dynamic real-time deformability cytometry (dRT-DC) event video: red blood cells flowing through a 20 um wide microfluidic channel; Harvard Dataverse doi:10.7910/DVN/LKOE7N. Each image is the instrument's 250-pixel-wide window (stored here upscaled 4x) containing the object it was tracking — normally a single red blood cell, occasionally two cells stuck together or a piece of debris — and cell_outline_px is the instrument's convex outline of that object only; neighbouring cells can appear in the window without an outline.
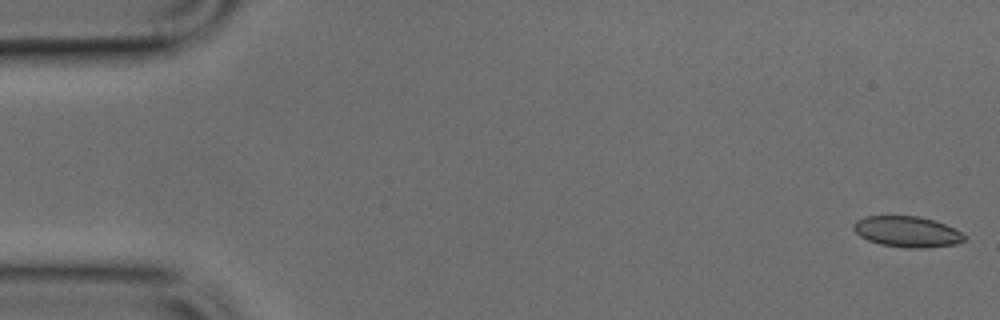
{"species": "common noctule bat (a hibernating species)", "species_latin": "Nyctalus noctula", "temperature_condition": "cold", "stored_images_in_passage": 49, "camera_frame_rate_fps": 3000, "um_per_image_px": 0.085, "animal": {"sex": "male", "body_mass_g": 17.9, "forearm_length_mm": 54.2}, "frame": {"image": 1, "passage_image": 1, "time_ms": 0.0, "image_size_px": [1000, 320], "cell_outline_px": [[968, 240], [956, 244], [924, 248], [904, 248], [880, 244], [868, 240], [860, 236], [852, 228], [852, 224], [856, 220], [864, 216], [920, 216], [944, 224], [968, 236]], "centroid_in_image_um": [77.1, 19.7], "position_along_channel_um": 7.9, "area_um2": 20.06}}
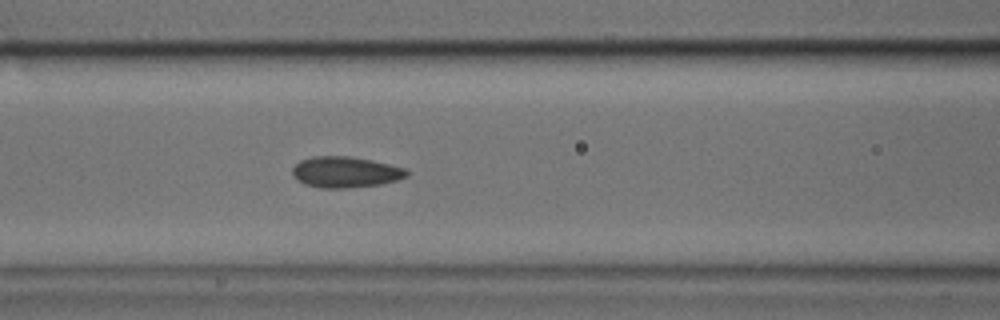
{"frame": {"image": 2, "passage_image": 20, "time_ms": 6.333, "image_size_px": [1000, 320], "cell_outline_px": [[408, 176], [396, 180], [380, 184], [344, 188], [320, 188], [304, 184], [296, 180], [292, 176], [292, 168], [300, 160], [312, 156], [352, 156], [372, 160], [408, 168]], "centroid_in_image_um": [29.35, 14.62], "position_along_channel_um": 137.3, "area_um2": 20.87}}
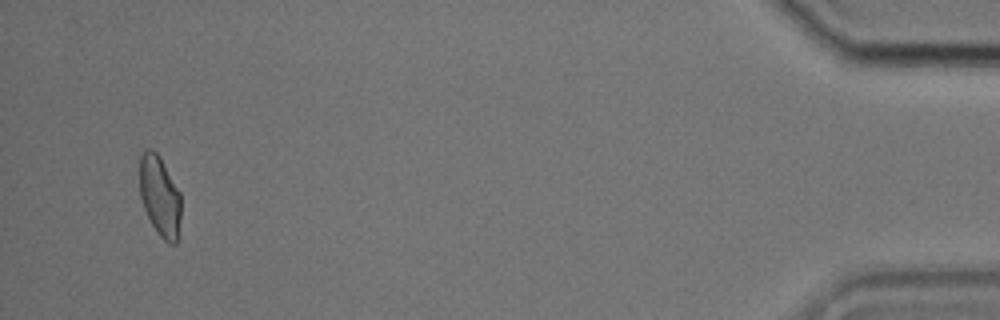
{"frame": {"image": 3, "passage_image": 47, "time_ms": 15.333, "image_size_px": [1000, 320], "cell_outline_px": [[180, 216], [176, 244], [168, 244], [160, 236], [152, 224], [144, 208], [140, 196], [140, 156], [148, 148], [152, 148], [160, 156], [180, 192]], "centroid_in_image_um": [13.58, 16.65], "position_along_channel_um": 421.6, "area_um2": 19.25}}